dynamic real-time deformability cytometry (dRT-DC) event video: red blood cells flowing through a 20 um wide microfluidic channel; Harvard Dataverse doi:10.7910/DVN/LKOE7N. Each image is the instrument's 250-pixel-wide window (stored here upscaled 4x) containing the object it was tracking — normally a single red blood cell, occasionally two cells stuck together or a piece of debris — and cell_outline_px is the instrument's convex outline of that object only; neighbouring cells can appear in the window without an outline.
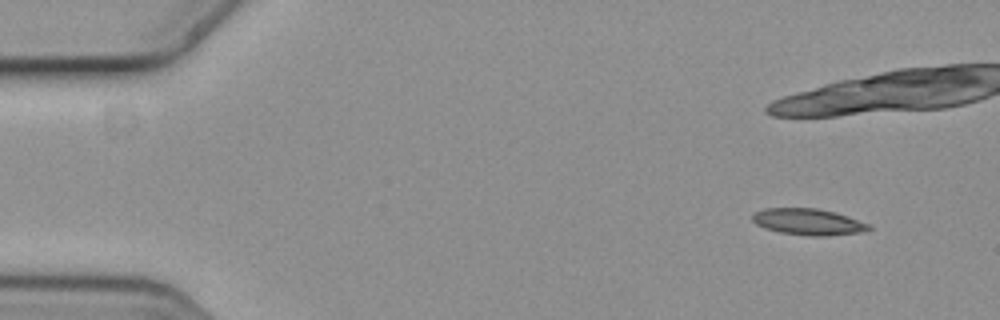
{"species": "common noctule bat (a hibernating species)", "species_latin": "Nyctalus noctula", "temperature_condition": "cold", "stored_images_in_passage": 8, "camera_frame_rate_fps": 3000, "um_per_image_px": 0.085, "animal": {"sex": "female", "body_mass_g": 19.3, "forearm_length_mm": 54.1}, "frame": {"image": 1, "passage_image": 1, "time_ms": 0.0, "image_size_px": [1000, 320], "cell_outline_px": [[872, 228], [860, 232], [828, 236], [808, 236], [780, 232], [764, 228], [756, 224], [752, 220], [752, 216], [756, 212], [764, 208], [816, 208], [836, 212], [872, 224]], "centroid_in_image_um": [68.73, 18.85], "position_along_channel_um": 16.3, "area_um2": 18.03}}
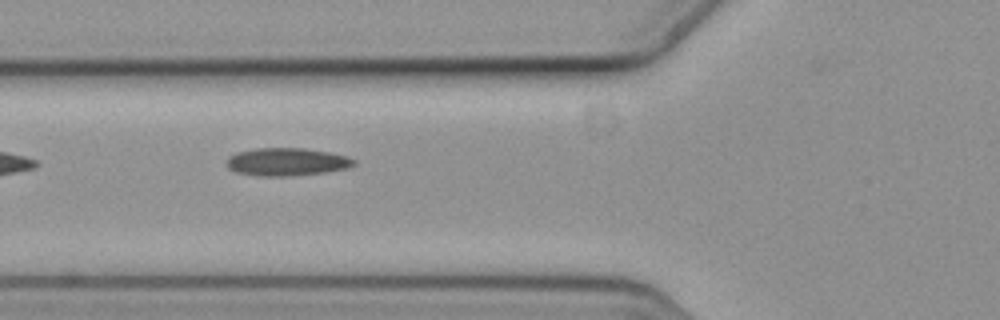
{"frame": {"image": 2, "passage_image": 7, "time_ms": 2.0, "image_size_px": [1000, 320], "cell_outline_px": [[356, 164], [348, 168], [328, 172], [288, 176], [260, 176], [236, 172], [228, 168], [224, 164], [228, 156], [236, 152], [256, 148], [304, 148], [328, 152], [348, 156], [356, 160]], "centroid_in_image_um": [24.36, 13.76], "position_along_channel_um": 101.4, "area_um2": 20.92}}